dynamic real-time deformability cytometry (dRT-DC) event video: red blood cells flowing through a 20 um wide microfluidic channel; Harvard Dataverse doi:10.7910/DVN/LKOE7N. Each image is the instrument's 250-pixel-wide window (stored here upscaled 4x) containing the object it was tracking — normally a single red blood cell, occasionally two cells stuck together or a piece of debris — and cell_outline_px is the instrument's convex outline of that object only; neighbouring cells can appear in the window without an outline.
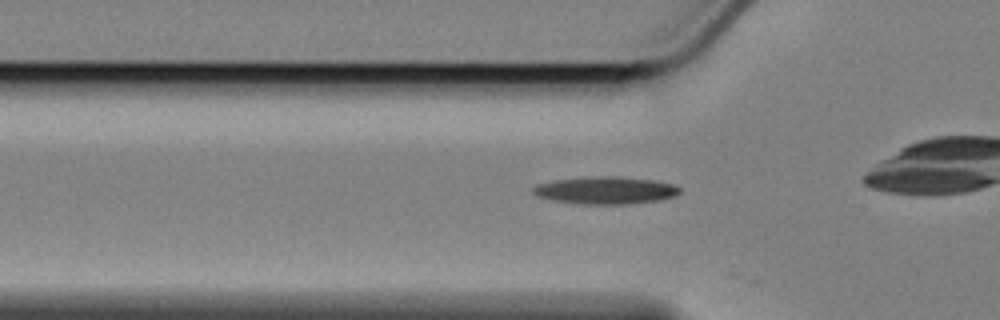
{"species": "Egyptian fruit bat (a non-hibernating species)", "species_latin": "Rousettus aegyptiacus", "temperature_condition": "cold", "stored_images_in_passage": 39, "camera_frame_rate_fps": 3000, "um_per_image_px": 0.085, "animal": {"sex": "female"}, "frame": {"image": 1, "passage_image": 11, "time_ms": 3.333, "image_size_px": [1000, 320], "cell_outline_px": [[680, 192], [676, 196], [660, 200], [628, 204], [580, 204], [552, 200], [536, 196], [532, 192], [532, 188], [536, 184], [556, 180], [584, 176], [616, 176], [652, 180], [672, 184], [680, 188]], "centroid_in_image_um": [51.44, 16.18], "position_along_channel_um": 74.4, "area_um2": 23.58}}
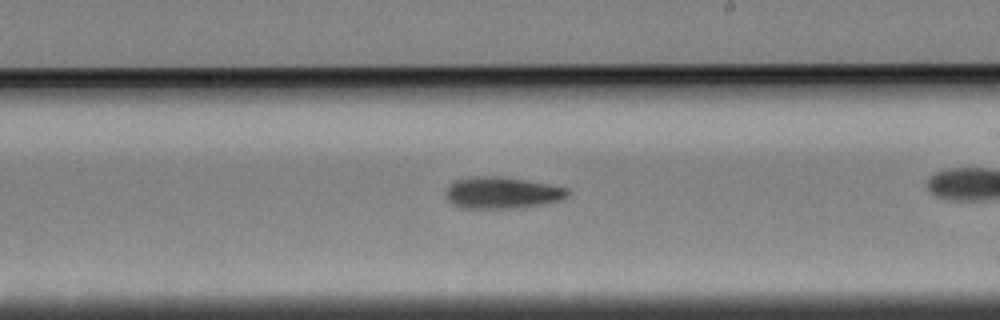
{"frame": {"image": 2, "passage_image": 26, "time_ms": 8.333, "image_size_px": [1000, 320], "cell_outline_px": [[568, 196], [560, 200], [544, 204], [512, 208], [464, 208], [452, 204], [448, 200], [444, 192], [448, 184], [456, 180], [472, 176], [500, 176], [548, 184], [568, 188]], "centroid_in_image_um": [42.63, 16.38], "position_along_channel_um": 246.4, "area_um2": 22.48}}
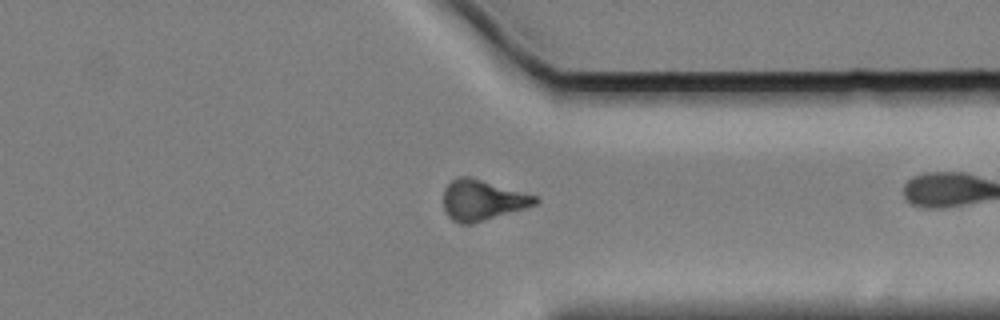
{"frame": {"image": 3, "passage_image": 37, "time_ms": 12.0, "image_size_px": [1000, 320], "cell_outline_px": [[540, 200], [536, 204], [524, 208], [472, 224], [460, 224], [452, 220], [444, 212], [444, 188], [456, 176], [468, 176], [536, 196]], "centroid_in_image_um": [40.95, 17.02], "position_along_channel_um": 370.4, "area_um2": 21.44}}